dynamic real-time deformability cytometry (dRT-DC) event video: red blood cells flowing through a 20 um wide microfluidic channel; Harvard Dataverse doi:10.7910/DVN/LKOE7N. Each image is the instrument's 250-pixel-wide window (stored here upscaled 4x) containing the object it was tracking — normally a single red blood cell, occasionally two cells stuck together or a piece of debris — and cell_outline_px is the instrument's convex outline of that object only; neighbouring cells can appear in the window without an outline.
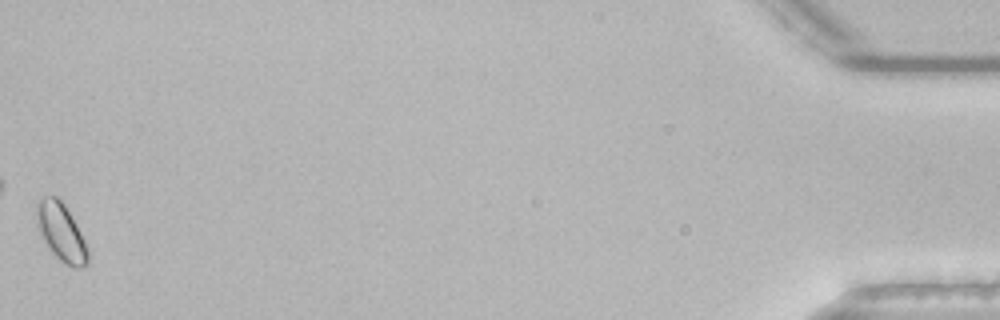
{"species": "common noctule bat (a hibernating species)", "species_latin": "Nyctalus noctula", "temperature_condition": "room temperature", "stored_images_in_passage": 54, "camera_frame_rate_fps": 3000, "um_per_image_px": 0.085, "animal": {"sex": "male", "body_mass_g": 21.5, "forearm_length_mm": 52.0}, "frame": {"image": 1, "passage_image": 54, "time_ms": 17.667, "image_size_px": [1000, 320], "cell_outline_px": [[88, 264], [80, 268], [76, 268], [60, 260], [48, 248], [40, 232], [36, 212], [40, 200], [44, 196], [56, 196], [64, 204], [84, 240], [88, 248]], "centroid_in_image_um": [5.22, 19.76], "position_along_channel_um": 430.0, "area_um2": 16.59}}